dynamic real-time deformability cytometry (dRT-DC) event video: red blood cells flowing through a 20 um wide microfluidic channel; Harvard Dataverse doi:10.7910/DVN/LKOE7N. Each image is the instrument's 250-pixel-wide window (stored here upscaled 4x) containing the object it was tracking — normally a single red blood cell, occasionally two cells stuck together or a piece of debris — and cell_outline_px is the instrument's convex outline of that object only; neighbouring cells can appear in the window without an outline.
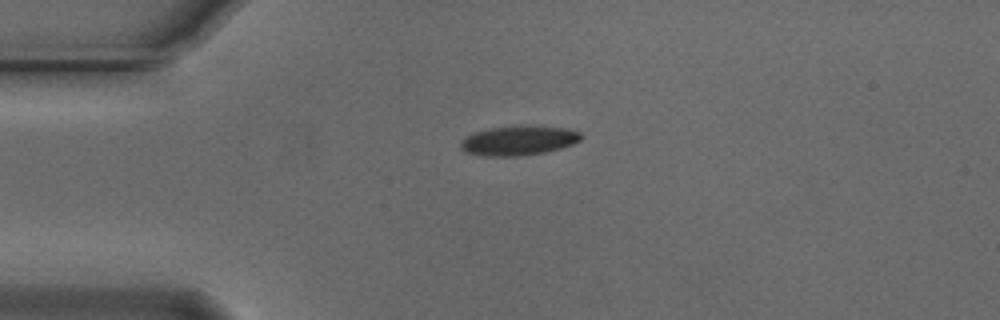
{"species": "Egyptian fruit bat (a non-hibernating species)", "species_latin": "Rousettus aegyptiacus", "temperature_condition": "cold", "stored_images_in_passage": 33, "camera_frame_rate_fps": 3000, "um_per_image_px": 0.085, "animal": {"sex": "male"}, "frame": {"image": 1, "passage_image": 1, "time_ms": 0.0, "image_size_px": [1000, 320], "cell_outline_px": [[584, 136], [580, 140], [572, 144], [560, 148], [544, 152], [516, 156], [488, 156], [468, 152], [460, 148], [460, 140], [476, 132], [492, 128], [564, 128], [580, 132]], "centroid_in_image_um": [44.07, 11.99], "position_along_channel_um": 40.9, "area_um2": 19.59}}
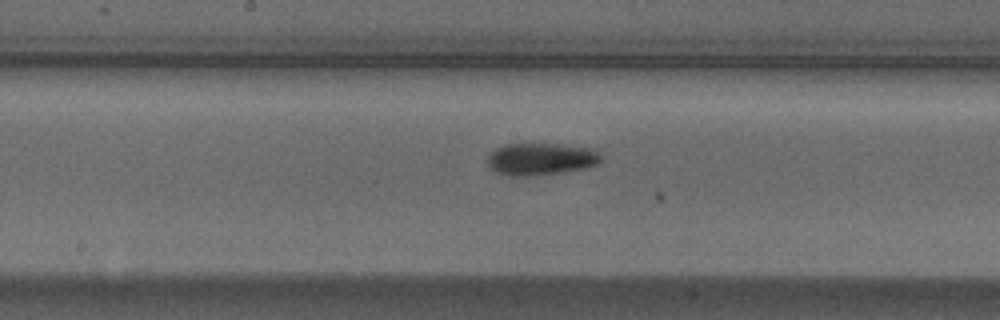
{"frame": {"image": 2, "passage_image": 16, "time_ms": 5.0, "image_size_px": [1000, 320], "cell_outline_px": [[600, 160], [596, 164], [584, 168], [564, 172], [532, 176], [512, 176], [496, 172], [488, 164], [488, 152], [504, 144], [556, 144], [596, 148], [600, 156]], "centroid_in_image_um": [45.96, 13.51], "position_along_channel_um": 202.2, "area_um2": 21.33}}
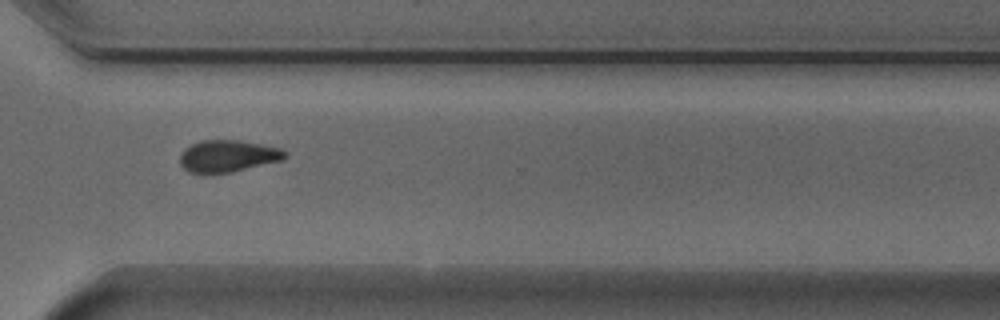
{"frame": {"image": 3, "passage_image": 28, "time_ms": 9.0, "image_size_px": [1000, 320], "cell_outline_px": [[288, 156], [284, 160], [232, 172], [212, 176], [200, 176], [188, 172], [180, 164], [180, 156], [184, 148], [200, 140], [236, 140], [260, 144], [280, 148], [288, 152]], "centroid_in_image_um": [19.34, 13.31], "position_along_channel_um": 351.3, "area_um2": 20.29}, "authors_computed_cell_mechanics": {"area_um2": 21.097, "velocity_mm_per_s": 3.7298, "shape_relaxation_time_tau1_ms": 3.2488, "shape_relaxation_time_tau2_ms": 6.3716, "deformation_change_tau1": 0.0836, "deformation_change_tau2": 0.1124}}